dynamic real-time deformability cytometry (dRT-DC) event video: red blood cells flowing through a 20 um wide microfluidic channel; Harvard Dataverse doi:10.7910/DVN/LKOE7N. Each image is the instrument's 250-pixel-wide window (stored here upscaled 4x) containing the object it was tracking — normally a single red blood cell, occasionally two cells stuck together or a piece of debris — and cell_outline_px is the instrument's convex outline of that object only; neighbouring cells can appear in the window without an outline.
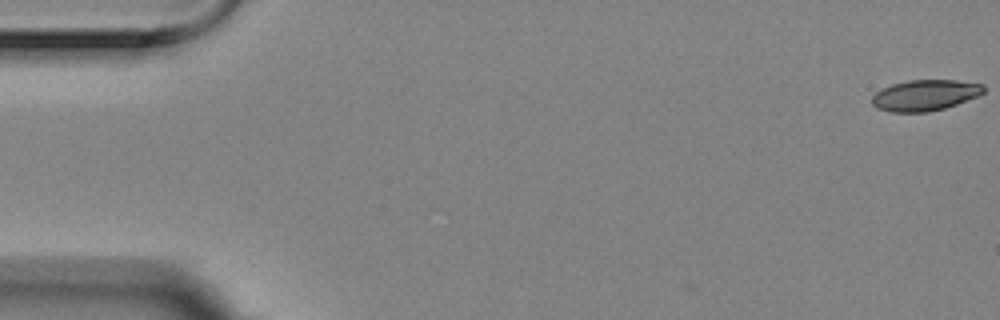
{"species": "Egyptian fruit bat (a non-hibernating species)", "species_latin": "Rousettus aegyptiacus", "temperature_condition": "room temperature", "stored_images_in_passage": 57, "camera_frame_rate_fps": 3000, "um_per_image_px": 0.085, "animal": {"sex": "female"}, "frame": {"image": 1, "passage_image": 1, "time_ms": 0.0, "image_size_px": [1000, 320], "cell_outline_px": [[984, 92], [976, 96], [956, 104], [944, 108], [928, 112], [892, 112], [876, 108], [872, 104], [872, 96], [876, 92], [892, 84], [908, 80], [956, 80], [984, 84]], "centroid_in_image_um": [78.61, 8.09], "position_along_channel_um": 6.4, "area_um2": 20.0}}
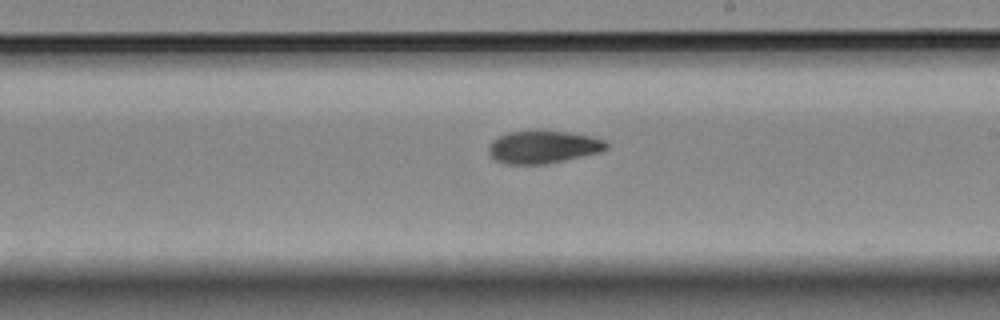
{"frame": {"image": 2, "passage_image": 33, "time_ms": 10.667, "image_size_px": [1000, 320], "cell_outline_px": [[608, 148], [600, 152], [564, 160], [544, 164], [508, 164], [496, 160], [488, 152], [488, 148], [492, 140], [508, 132], [536, 128], [568, 132], [592, 136], [604, 140], [608, 144]], "centroid_in_image_um": [46.16, 12.45], "position_along_channel_um": 242.8, "area_um2": 22.83}}
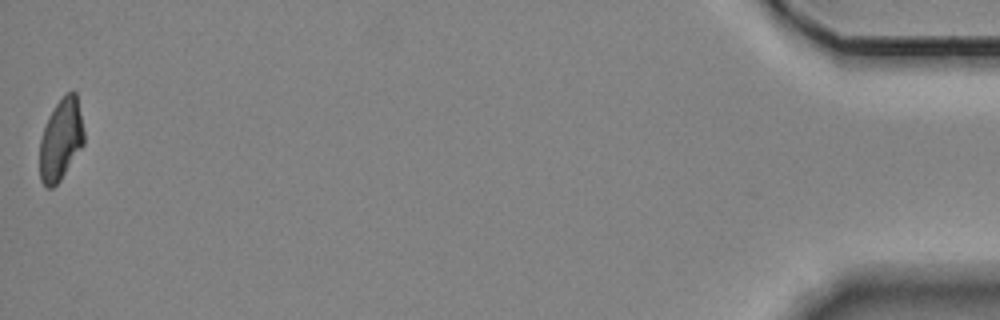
{"frame": {"image": 3, "passage_image": 57, "time_ms": 18.667, "image_size_px": [1000, 320], "cell_outline_px": [[84, 144], [60, 180], [52, 188], [44, 188], [40, 180], [40, 140], [48, 116], [56, 104], [68, 92], [76, 92], [84, 132]], "centroid_in_image_um": [5.16, 11.9], "position_along_channel_um": 430.0, "area_um2": 20.87}, "authors_computed_cell_mechanics": {"area_um2": 22.253, "velocity_mm_per_s": 3.521, "shape_relaxation_time_tau1_ms": 5.4966, "shape_relaxation_time_tau2_ms": null, "deformation_change_tau1": 0.1543, "deformation_change_tau2": null}}